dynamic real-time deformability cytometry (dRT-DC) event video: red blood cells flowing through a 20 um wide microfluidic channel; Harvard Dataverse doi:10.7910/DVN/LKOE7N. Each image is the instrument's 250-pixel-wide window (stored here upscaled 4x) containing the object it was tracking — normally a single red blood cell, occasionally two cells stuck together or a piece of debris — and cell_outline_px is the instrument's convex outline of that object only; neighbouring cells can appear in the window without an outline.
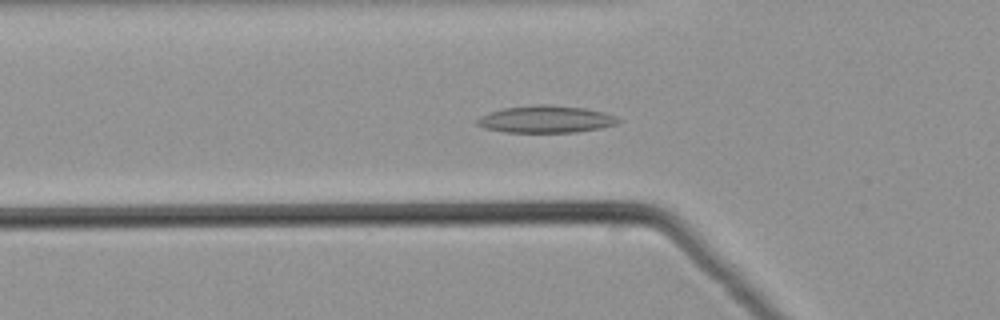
{"species": "common noctule bat (a hibernating species)", "species_latin": "Nyctalus noctula", "temperature_condition": "warm", "stored_images_in_passage": 52, "camera_frame_rate_fps": 3000, "um_per_image_px": 0.085, "animal": {"sex": "male", "body_mass_g": 21.5, "forearm_length_mm": 52.0}, "frame": {"image": 1, "passage_image": 18, "time_ms": 5.667, "image_size_px": [1000, 320], "cell_outline_px": [[620, 120], [616, 124], [600, 128], [576, 132], [504, 132], [484, 128], [476, 124], [476, 120], [480, 116], [504, 108], [536, 104], [544, 104], [584, 108], [604, 112], [616, 116]], "centroid_in_image_um": [46.39, 10.14], "position_along_channel_um": 79.4, "area_um2": 22.2}}
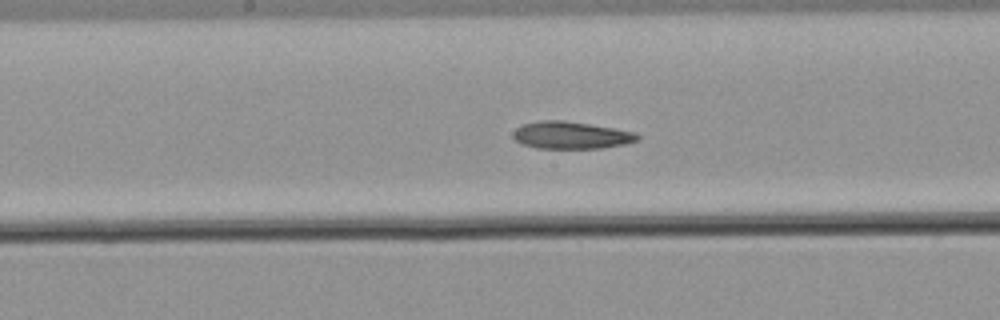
{"frame": {"image": 2, "passage_image": 27, "time_ms": 8.667, "image_size_px": [1000, 320], "cell_outline_px": [[640, 140], [624, 144], [600, 148], [536, 148], [520, 144], [512, 136], [512, 132], [520, 124], [536, 120], [564, 120], [636, 132], [640, 136]], "centroid_in_image_um": [48.49, 11.48], "position_along_channel_um": 199.7, "area_um2": 19.94}}
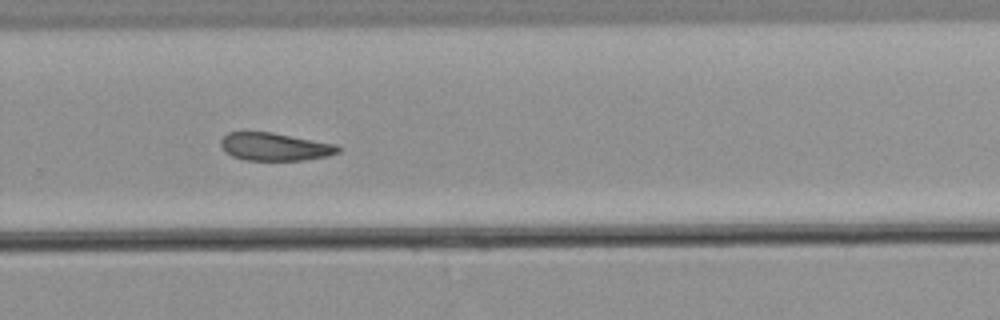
{"frame": {"image": 3, "passage_image": 35, "time_ms": 11.333, "image_size_px": [1000, 320], "cell_outline_px": [[340, 152], [328, 156], [304, 160], [244, 160], [232, 156], [224, 152], [220, 144], [220, 140], [228, 132], [272, 132], [336, 144], [340, 148]], "centroid_in_image_um": [23.34, 12.47], "position_along_channel_um": 306.5, "area_um2": 19.13}}